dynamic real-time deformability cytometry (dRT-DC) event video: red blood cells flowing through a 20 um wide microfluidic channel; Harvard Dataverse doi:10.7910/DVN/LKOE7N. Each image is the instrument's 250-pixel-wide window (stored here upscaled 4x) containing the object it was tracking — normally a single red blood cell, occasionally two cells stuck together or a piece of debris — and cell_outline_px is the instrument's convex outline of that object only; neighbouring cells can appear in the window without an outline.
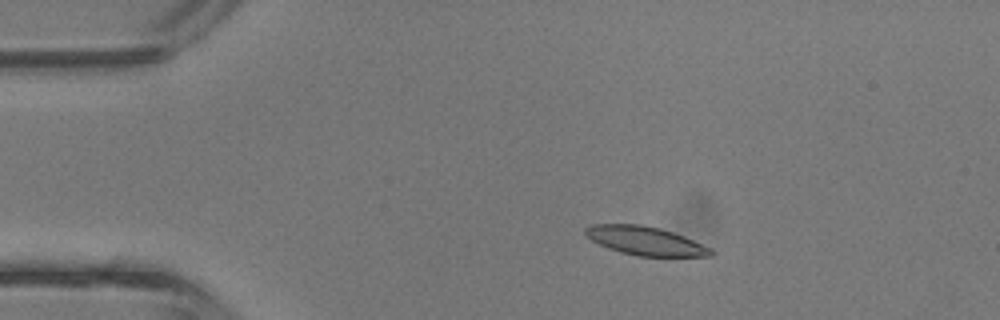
{"species": "common noctule bat (a hibernating species)", "species_latin": "Nyctalus noctula", "temperature_condition": "room temperature", "stored_images_in_passage": 3, "camera_frame_rate_fps": 3000, "um_per_image_px": 0.085, "animal": {"sex": "male", "body_mass_g": 13.3}, "frame": {"image": 1, "passage_image": 2, "time_ms": 0.333, "image_size_px": [1000, 320], "cell_outline_px": [[716, 252], [712, 256], [640, 256], [620, 252], [608, 248], [592, 240], [584, 232], [584, 228], [592, 224], [640, 224], [660, 228], [684, 236], [712, 248]], "centroid_in_image_um": [54.88, 20.47], "position_along_channel_um": 30.1, "area_um2": 20.92}}